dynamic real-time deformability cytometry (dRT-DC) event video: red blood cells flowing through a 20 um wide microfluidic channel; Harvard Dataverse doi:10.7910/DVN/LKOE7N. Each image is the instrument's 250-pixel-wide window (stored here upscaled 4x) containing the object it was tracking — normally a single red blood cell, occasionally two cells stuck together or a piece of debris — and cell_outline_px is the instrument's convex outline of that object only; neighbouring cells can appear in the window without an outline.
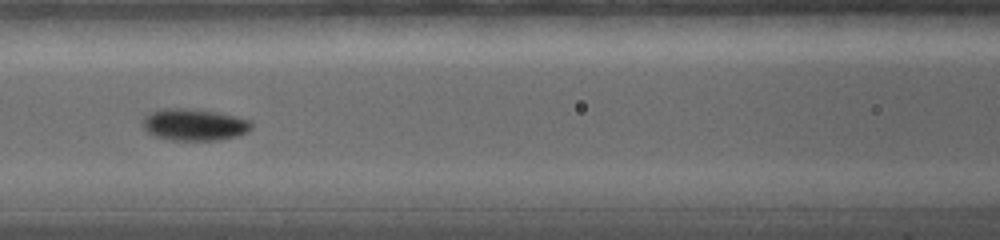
{"species": "common noctule bat (a hibernating species)", "species_latin": "Nyctalus noctula", "temperature_condition": "warm", "stored_images_in_passage": 20, "camera_frame_rate_fps": 5000, "um_per_image_px": 0.085, "animal": {"sex": "female", "body_mass_g": 19.0, "forearm_length_mm": 56.7}, "frame": {"image": 1, "passage_image": 12, "time_ms": 5.6, "image_size_px": [1000, 240], "cell_outline_px": [[252, 128], [248, 132], [236, 136], [220, 140], [172, 140], [156, 136], [148, 132], [144, 128], [144, 116], [152, 112], [168, 108], [184, 108], [216, 112], [252, 120]], "centroid_in_image_um": [16.56, 10.6], "position_along_channel_um": 150.0, "area_um2": 19.94}}
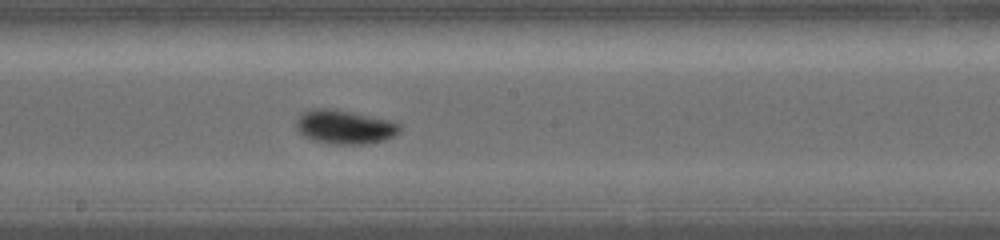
{"frame": {"image": 2, "passage_image": 17, "time_ms": 7.4, "image_size_px": [1000, 240], "cell_outline_px": [[400, 132], [384, 140], [364, 144], [332, 144], [312, 140], [304, 136], [296, 128], [296, 120], [304, 112], [316, 108], [336, 108], [388, 120], [400, 124]], "centroid_in_image_um": [29.28, 10.79], "position_along_channel_um": 218.9, "area_um2": 20.4}}
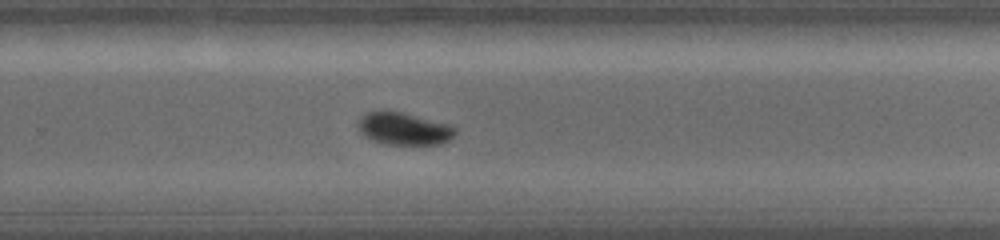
{"frame": {"image": 3, "passage_image": 20, "time_ms": 9.4, "image_size_px": [1000, 240], "cell_outline_px": [[456, 132], [444, 144], [388, 144], [372, 140], [364, 136], [360, 132], [356, 124], [368, 112], [400, 112], [452, 124], [456, 128]], "centroid_in_image_um": [34.37, 10.96], "position_along_channel_um": 295.4, "area_um2": 18.09}}